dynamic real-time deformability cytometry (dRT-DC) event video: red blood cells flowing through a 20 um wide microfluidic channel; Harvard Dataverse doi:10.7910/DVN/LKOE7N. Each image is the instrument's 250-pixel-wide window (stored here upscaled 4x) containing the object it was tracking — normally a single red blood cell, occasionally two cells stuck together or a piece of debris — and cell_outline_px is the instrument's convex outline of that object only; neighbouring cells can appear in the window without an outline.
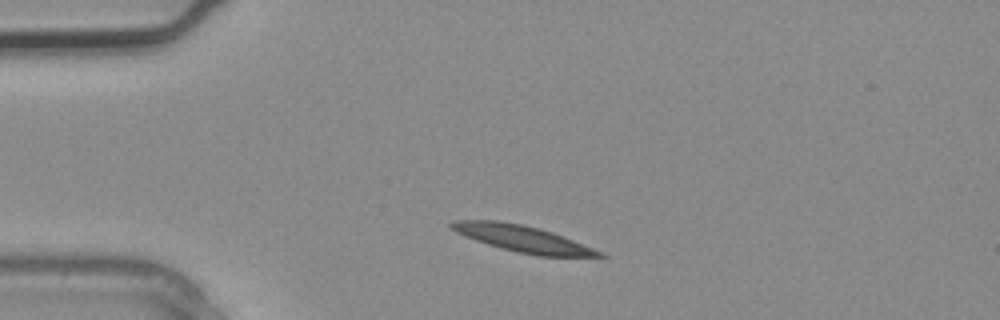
{"species": "common noctule bat (a hibernating species)", "species_latin": "Nyctalus noctula", "temperature_condition": "warm", "stored_images_in_passage": 2, "camera_frame_rate_fps": 3000, "um_per_image_px": 0.085, "animal": {"sex": "male", "body_mass_g": 20.4}, "frame": {"image": 1, "passage_image": 1, "time_ms": 0.0, "image_size_px": [1000, 320], "cell_outline_px": [[608, 256], [540, 256], [516, 252], [500, 248], [476, 240], [456, 232], [448, 224], [452, 220], [496, 220], [520, 224], [552, 232], [564, 236], [604, 252]], "centroid_in_image_um": [44.43, 20.29], "position_along_channel_um": 40.6, "area_um2": 22.6}}